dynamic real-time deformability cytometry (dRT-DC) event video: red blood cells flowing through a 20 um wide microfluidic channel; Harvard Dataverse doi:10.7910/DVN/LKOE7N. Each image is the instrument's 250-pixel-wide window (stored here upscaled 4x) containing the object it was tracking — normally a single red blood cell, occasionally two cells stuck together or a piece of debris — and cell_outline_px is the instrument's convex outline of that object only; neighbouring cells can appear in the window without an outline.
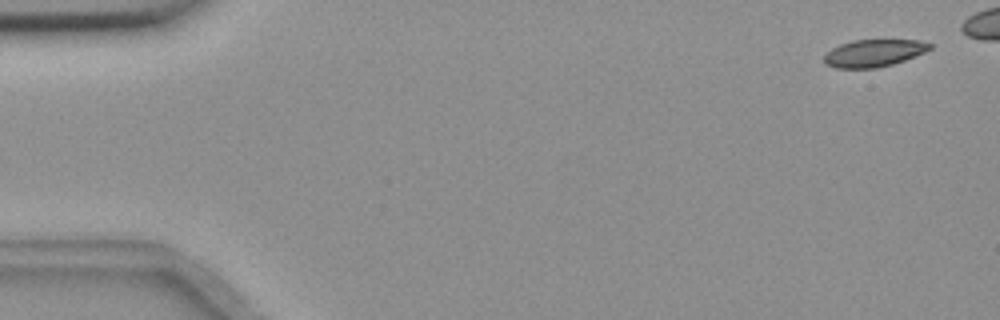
{"species": "common noctule bat (a hibernating species)", "species_latin": "Nyctalus noctula", "temperature_condition": "room temperature", "stored_images_in_passage": 6, "camera_frame_rate_fps": 3000, "um_per_image_px": 0.085, "animal": {"sex": "female", "body_mass_g": 18.4}, "frame": {"image": 1, "passage_image": 1, "time_ms": 0.0, "image_size_px": [1000, 320], "cell_outline_px": [[932, 48], [924, 52], [904, 60], [892, 64], [876, 68], [836, 68], [824, 64], [824, 56], [832, 48], [840, 44], [852, 40], [920, 40], [932, 44]], "centroid_in_image_um": [74.26, 4.51], "position_along_channel_um": 10.7, "area_um2": 16.76}}
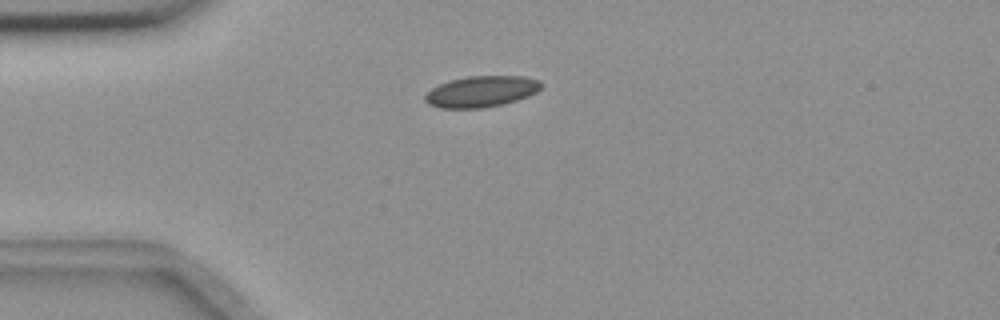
{"frame": {"image": 2, "passage_image": 6, "time_ms": 1.667, "image_size_px": [1000, 320], "cell_outline_px": [[544, 84], [536, 92], [528, 96], [516, 100], [484, 108], [440, 108], [428, 104], [424, 100], [424, 96], [432, 88], [448, 80], [468, 76], [524, 76], [540, 80]], "centroid_in_image_um": [40.91, 7.77], "position_along_channel_um": 44.1, "area_um2": 21.1}}